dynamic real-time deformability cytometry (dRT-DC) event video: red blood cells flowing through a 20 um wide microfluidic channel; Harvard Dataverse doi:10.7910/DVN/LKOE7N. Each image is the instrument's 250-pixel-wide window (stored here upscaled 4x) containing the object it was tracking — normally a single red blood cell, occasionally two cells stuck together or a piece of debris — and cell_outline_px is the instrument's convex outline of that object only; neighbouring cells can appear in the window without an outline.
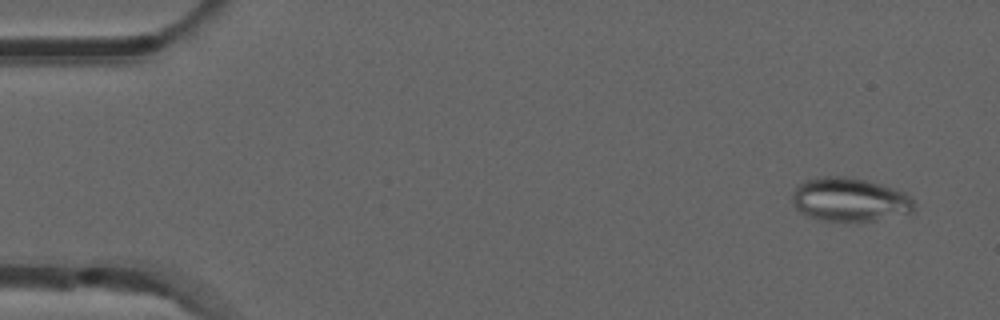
{"species": "common noctule bat (a hibernating species)", "species_latin": "Nyctalus noctula", "temperature_condition": "room temperature", "stored_images_in_passage": 6, "camera_frame_rate_fps": 3000, "um_per_image_px": 0.085, "animal": {"sex": "male", "forearm_length_mm": 52.5}, "frame": {"image": 1, "passage_image": 3, "time_ms": 0.667, "image_size_px": [1000, 320], "cell_outline_px": [[916, 208], [912, 212], [876, 220], [856, 224], [820, 220], [808, 216], [800, 212], [796, 208], [792, 200], [792, 192], [804, 180], [816, 176], [844, 176], [864, 180], [880, 184], [904, 192], [916, 200]], "centroid_in_image_um": [72.23, 17.0], "position_along_channel_um": 12.8, "area_um2": 31.79}}